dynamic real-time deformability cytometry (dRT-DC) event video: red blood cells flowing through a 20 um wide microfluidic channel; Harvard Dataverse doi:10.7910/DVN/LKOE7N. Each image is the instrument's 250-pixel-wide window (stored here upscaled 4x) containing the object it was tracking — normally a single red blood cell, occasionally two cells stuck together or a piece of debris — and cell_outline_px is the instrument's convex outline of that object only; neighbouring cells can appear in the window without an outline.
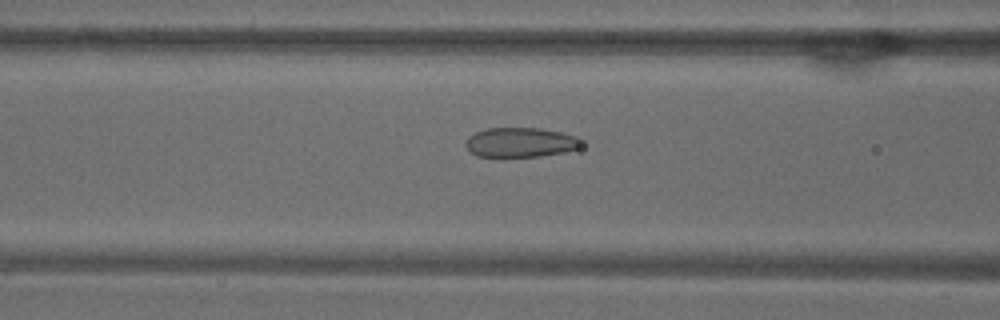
{"species": "common noctule bat (a hibernating species)", "species_latin": "Nyctalus noctula", "temperature_condition": "warm", "stored_images_in_passage": 32, "camera_frame_rate_fps": 3000, "um_per_image_px": 0.085, "animal": {"sex": "male", "body_mass_g": 18.8}, "frame": {"image": 1, "passage_image": 5, "time_ms": 1.333, "image_size_px": [1000, 320], "cell_outline_px": [[584, 144], [580, 148], [564, 152], [540, 156], [476, 156], [464, 144], [468, 136], [484, 128], [540, 128], [560, 132], [576, 136], [584, 140]], "centroid_in_image_um": [44.28, 12.09], "position_along_channel_um": 122.3, "area_um2": 20.06}}
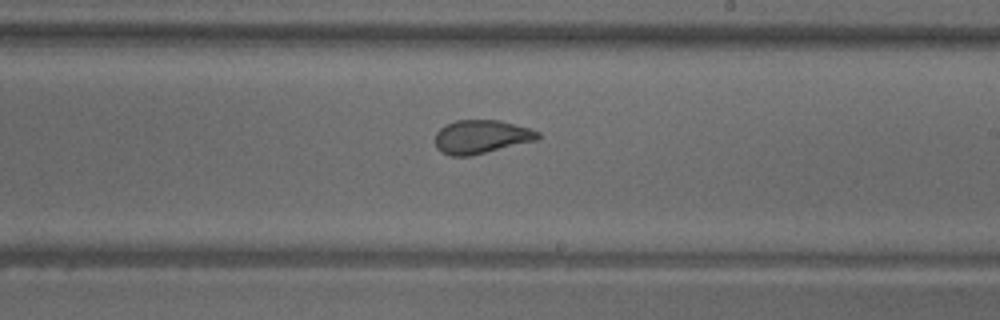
{"frame": {"image": 2, "passage_image": 15, "time_ms": 4.667, "image_size_px": [1000, 320], "cell_outline_px": [[540, 136], [536, 140], [468, 156], [448, 156], [440, 152], [436, 148], [436, 132], [444, 124], [456, 120], [500, 120], [528, 128], [540, 132]], "centroid_in_image_um": [40.85, 11.62], "position_along_channel_um": 248.1, "area_um2": 20.0}}
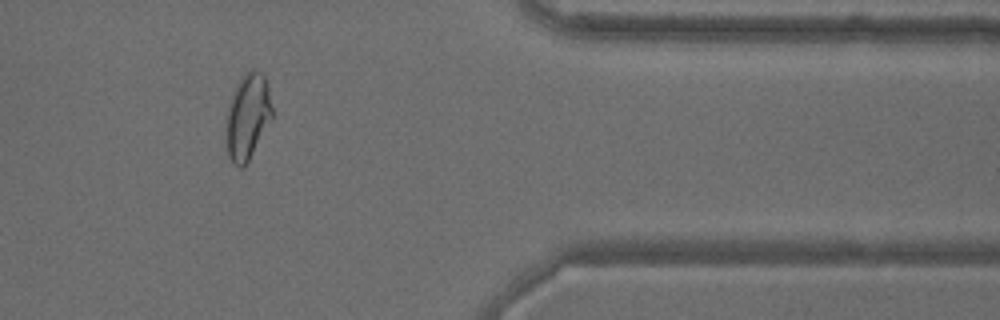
{"frame": {"image": 3, "passage_image": 28, "time_ms": 9.0, "image_size_px": [1000, 320], "cell_outline_px": [[272, 120], [244, 168], [240, 168], [232, 164], [228, 156], [224, 132], [224, 120], [228, 104], [232, 92], [240, 76], [244, 72], [252, 68], [256, 68], [264, 76], [268, 84], [272, 108]], "centroid_in_image_um": [21.01, 9.91], "position_along_channel_um": 390.4, "area_um2": 24.04}}